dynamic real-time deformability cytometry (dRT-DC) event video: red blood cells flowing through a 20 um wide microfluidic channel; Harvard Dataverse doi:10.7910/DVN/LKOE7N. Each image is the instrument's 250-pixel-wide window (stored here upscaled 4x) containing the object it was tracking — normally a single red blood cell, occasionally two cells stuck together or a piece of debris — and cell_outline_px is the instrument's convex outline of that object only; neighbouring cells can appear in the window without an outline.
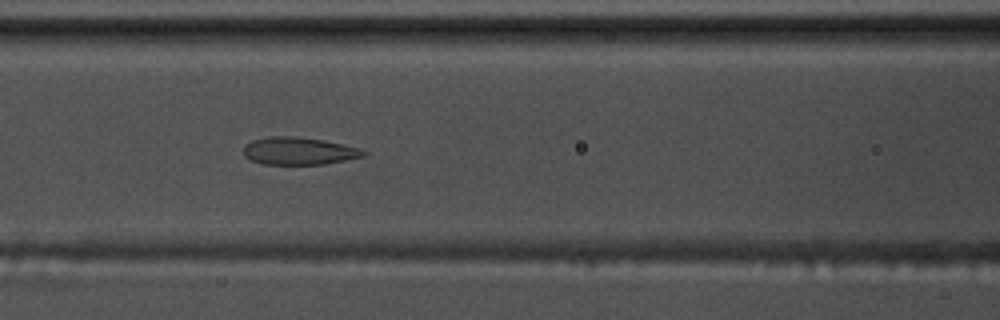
{"species": "common noctule bat (a hibernating species)", "species_latin": "Nyctalus noctula", "temperature_condition": "warm", "stored_images_in_passage": 58, "camera_frame_rate_fps": 3000, "um_per_image_px": 0.085, "animal": {"sex": "male", "body_mass_g": 17.5, "forearm_length_mm": 52.3}, "frame": {"image": 1, "passage_image": 25, "time_ms": 8.0, "image_size_px": [1000, 320], "cell_outline_px": [[368, 152], [364, 156], [324, 164], [260, 164], [244, 156], [244, 144], [252, 140], [268, 136], [296, 136], [324, 140], [360, 148]], "centroid_in_image_um": [25.38, 12.82], "position_along_channel_um": 141.2, "area_um2": 19.31}}
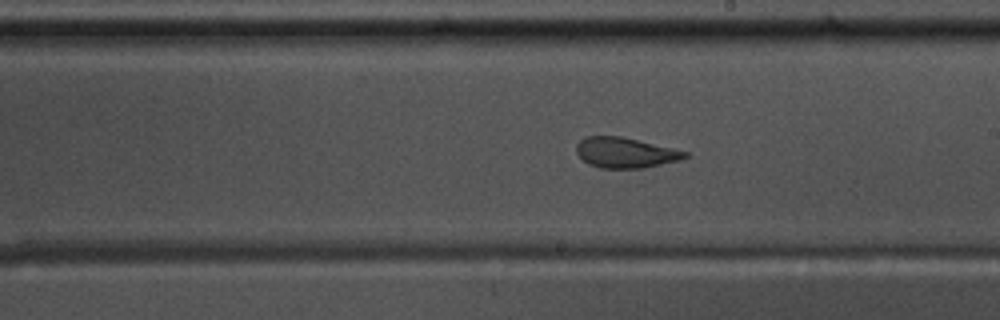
{"frame": {"image": 2, "passage_image": 33, "time_ms": 10.667, "image_size_px": [1000, 320], "cell_outline_px": [[688, 156], [680, 160], [644, 168], [600, 168], [588, 164], [576, 152], [576, 144], [584, 136], [620, 136], [672, 148], [688, 152]], "centroid_in_image_um": [53.13, 12.98], "position_along_channel_um": 235.9, "area_um2": 19.13}}
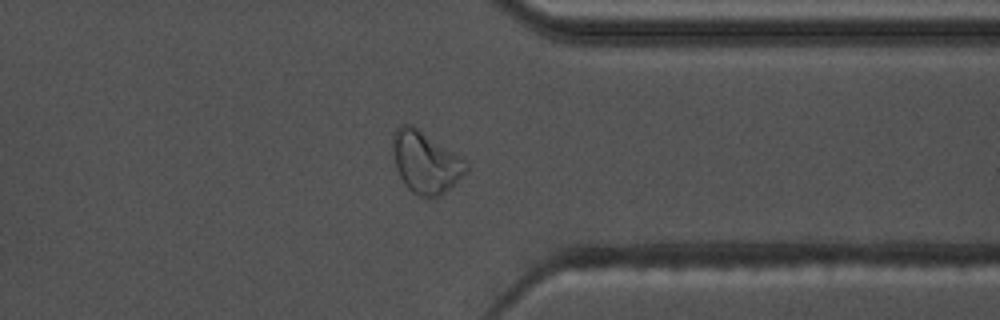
{"frame": {"image": 3, "passage_image": 45, "time_ms": 14.667, "image_size_px": [1000, 320], "cell_outline_px": [[468, 168], [436, 200], [420, 196], [412, 192], [408, 188], [400, 176], [396, 168], [392, 148], [392, 132], [400, 124], [412, 124], [464, 156], [468, 160]], "centroid_in_image_um": [36.17, 13.75], "position_along_channel_um": 375.2, "area_um2": 26.88}, "authors_computed_cell_mechanics": {"area_um2": 23.2356, "velocity_mm_per_s": 3.5666, "shape_relaxation_time_tau1_ms": 5.0098, "shape_relaxation_time_tau2_ms": 1.2542, "deformation_change_tau1": 0.1634, "deformation_change_tau2": 0.0927}}